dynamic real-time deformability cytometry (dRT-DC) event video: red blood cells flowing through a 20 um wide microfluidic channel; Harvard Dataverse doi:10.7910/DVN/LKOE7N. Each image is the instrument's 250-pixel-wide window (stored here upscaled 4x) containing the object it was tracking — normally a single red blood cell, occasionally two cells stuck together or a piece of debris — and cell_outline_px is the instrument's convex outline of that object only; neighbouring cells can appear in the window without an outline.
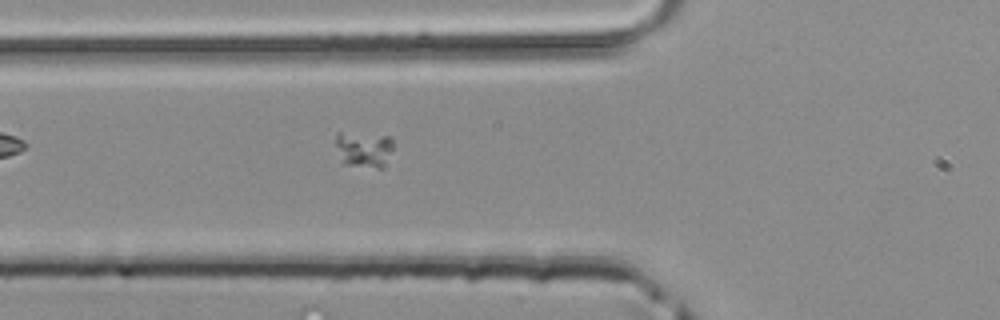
{"species": "common noctule bat (a hibernating species)", "species_latin": "Nyctalus noctula", "temperature_condition": "room temperature", "stored_images_in_passage": 16, "camera_frame_rate_fps": 3000, "um_per_image_px": 0.085, "animal": {"sex": "male", "body_mass_g": 20.4}, "frame": {"image": 1, "passage_image": 2, "time_ms": 0.333, "image_size_px": [1000, 320], "cell_outline_px": [[392, 148], [384, 168], [380, 168], [344, 164], [340, 160], [336, 144], [336, 132], [340, 132], [392, 136]], "centroid_in_image_um": [30.92, 12.68], "position_along_channel_um": 94.9, "area_um2": 12.08}}
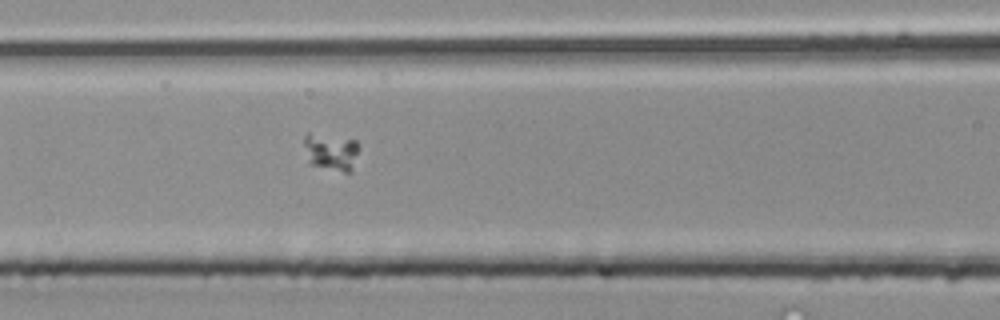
{"frame": {"image": 2, "passage_image": 5, "time_ms": 1.333, "image_size_px": [1000, 320], "cell_outline_px": [[360, 148], [352, 172], [344, 172], [308, 164], [304, 144], [304, 136], [308, 132], [356, 140]], "centroid_in_image_um": [28.15, 12.91], "position_along_channel_um": 138.5, "area_um2": 12.14}}